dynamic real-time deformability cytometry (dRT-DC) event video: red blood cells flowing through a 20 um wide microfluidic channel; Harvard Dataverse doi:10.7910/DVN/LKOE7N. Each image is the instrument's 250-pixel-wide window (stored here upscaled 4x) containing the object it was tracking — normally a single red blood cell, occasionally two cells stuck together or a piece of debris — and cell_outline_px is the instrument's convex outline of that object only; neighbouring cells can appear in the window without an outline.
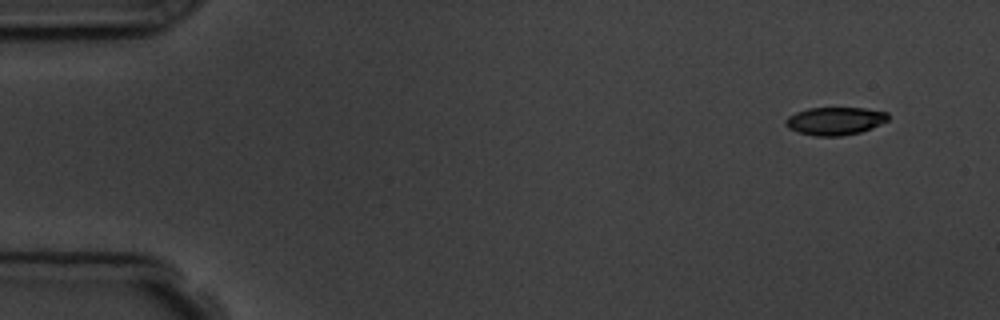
{"species": "common noctule bat (a hibernating species)", "species_latin": "Nyctalus noctula", "temperature_condition": "room temperature", "stored_images_in_passage": 7, "camera_frame_rate_fps": 3000, "um_per_image_px": 0.085, "animal": {"sex": "male", "body_mass_g": 19.5, "forearm_length_mm": 54.6}, "frame": {"image": 1, "passage_image": 1, "time_ms": 0.0, "image_size_px": [1000, 320], "cell_outline_px": [[888, 120], [872, 128], [860, 132], [840, 136], [816, 136], [800, 132], [788, 128], [784, 124], [784, 120], [788, 116], [796, 112], [808, 108], [864, 108], [888, 112]], "centroid_in_image_um": [70.97, 10.28], "position_along_channel_um": 14.0, "area_um2": 16.65}}
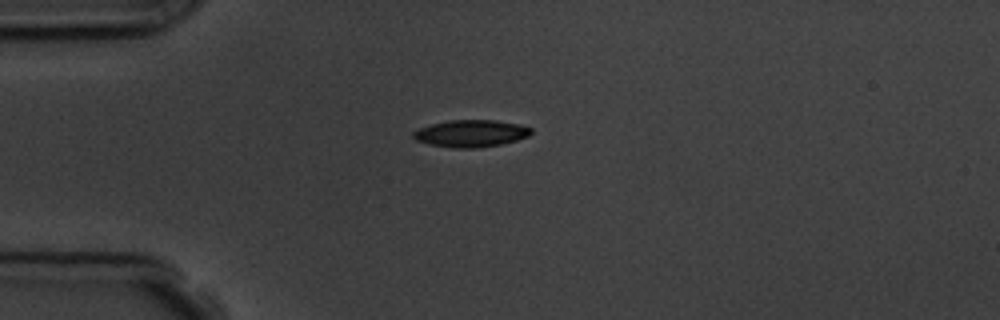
{"frame": {"image": 2, "passage_image": 4, "time_ms": 3.333, "image_size_px": [1000, 320], "cell_outline_px": [[532, 132], [528, 136], [516, 140], [500, 144], [476, 148], [452, 148], [428, 144], [416, 140], [412, 136], [412, 132], [420, 128], [432, 124], [448, 120], [496, 120], [520, 124], [532, 128]], "centroid_in_image_um": [40.02, 11.34], "position_along_channel_um": 45.0, "area_um2": 18.61}}